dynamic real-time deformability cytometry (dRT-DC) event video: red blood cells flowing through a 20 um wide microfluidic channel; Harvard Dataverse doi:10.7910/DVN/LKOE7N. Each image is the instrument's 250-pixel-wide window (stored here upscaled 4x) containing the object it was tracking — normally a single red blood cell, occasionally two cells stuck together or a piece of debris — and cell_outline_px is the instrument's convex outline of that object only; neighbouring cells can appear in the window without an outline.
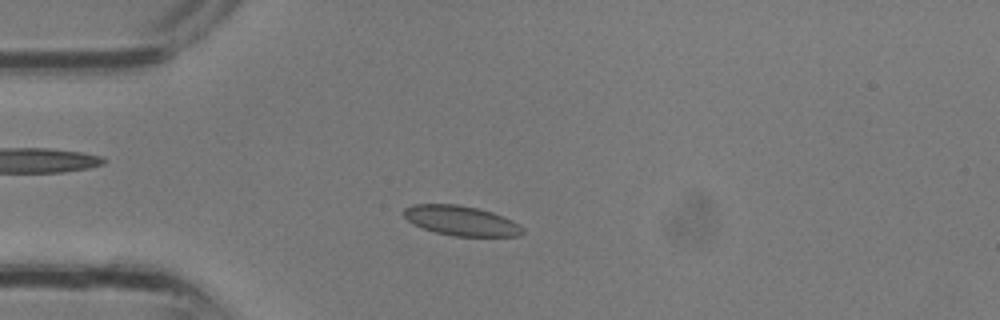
{"species": "common noctule bat (a hibernating species)", "species_latin": "Nyctalus noctula", "temperature_condition": "room temperature", "stored_images_in_passage": 30, "camera_frame_rate_fps": 3000, "um_per_image_px": 0.085, "animal": {"sex": "male", "body_mass_g": 13.3}, "frame": {"image": 1, "passage_image": 6, "time_ms": 1.667, "image_size_px": [1000, 320], "cell_outline_px": [[524, 232], [520, 236], [456, 236], [436, 232], [412, 224], [400, 212], [404, 208], [412, 204], [456, 204], [476, 208], [492, 212], [504, 216], [520, 224], [524, 228]], "centroid_in_image_um": [39.19, 18.75], "position_along_channel_um": 45.8, "area_um2": 20.75}}
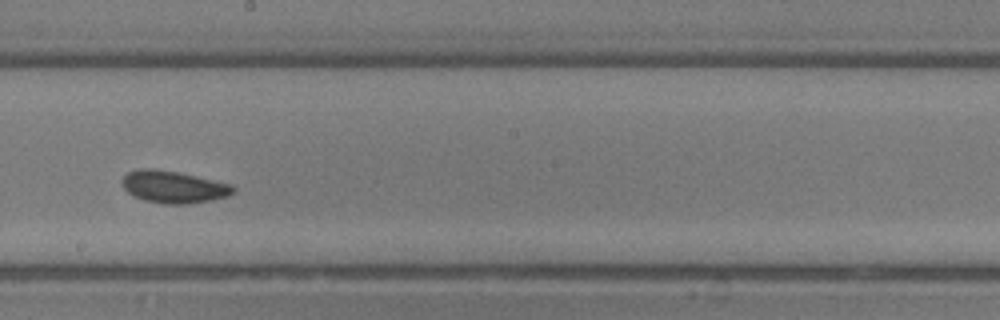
{"frame": {"image": 2, "passage_image": 16, "time_ms": 5.0, "image_size_px": [1000, 320], "cell_outline_px": [[236, 192], [228, 196], [212, 200], [188, 204], [164, 204], [144, 200], [132, 196], [124, 188], [120, 180], [128, 172], [140, 168], [152, 168], [176, 172], [232, 184], [236, 188]], "centroid_in_image_um": [14.75, 15.9], "position_along_channel_um": 233.5, "area_um2": 20.92}}
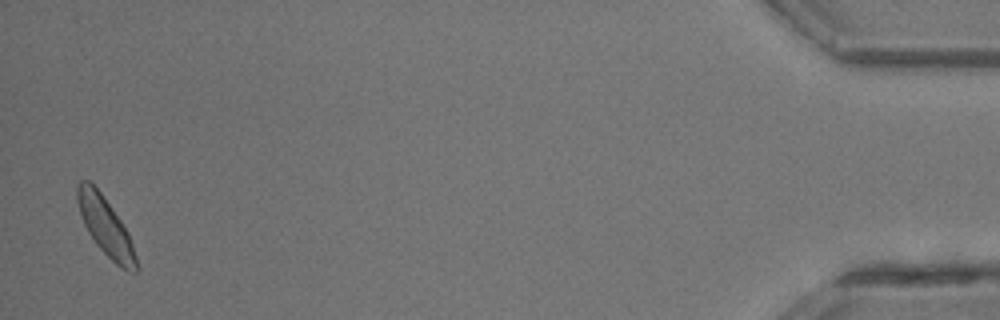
{"frame": {"image": 3, "passage_image": 30, "time_ms": 9.667, "image_size_px": [1000, 320], "cell_outline_px": [[140, 268], [136, 272], [128, 272], [120, 268], [96, 244], [88, 232], [84, 224], [76, 200], [76, 184], [80, 180], [88, 180], [100, 192], [120, 220], [128, 232]], "centroid_in_image_um": [8.98, 19.28], "position_along_channel_um": 426.2, "area_um2": 19.83}}